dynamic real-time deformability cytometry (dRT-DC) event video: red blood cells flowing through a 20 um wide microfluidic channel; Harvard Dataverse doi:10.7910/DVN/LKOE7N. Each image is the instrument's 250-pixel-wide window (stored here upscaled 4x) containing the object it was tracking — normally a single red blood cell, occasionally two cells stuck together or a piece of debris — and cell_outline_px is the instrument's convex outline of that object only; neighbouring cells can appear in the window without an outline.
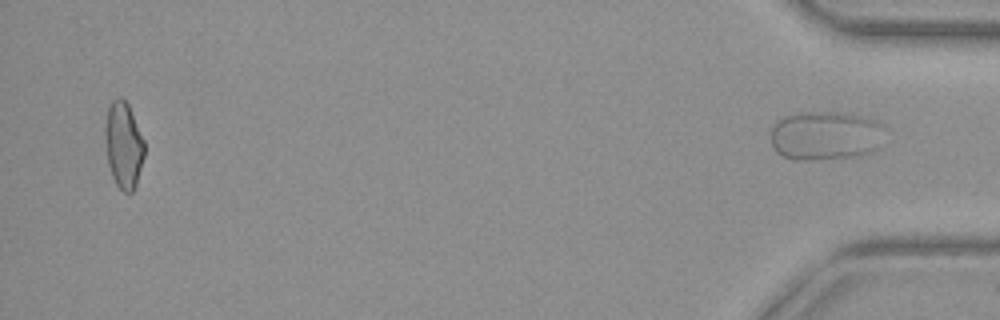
{"species": "common noctule bat (a hibernating species)", "species_latin": "Nyctalus noctula", "temperature_condition": "warm", "stored_images_in_passage": 43, "segment_of_instrument_passage": [2, 2], "camera_frame_rate_fps": 3000, "um_per_image_px": 0.085, "animal": {"sex": "female", "body_mass_g": 29.2, "forearm_length_mm": 56.3}, "frame": {"image": 1, "passage_image": 43, "time_ms": 14.0, "image_size_px": [1000, 320], "cell_outline_px": [[880, 124], [872, 148], [868, 152], [852, 156], [808, 160], [796, 160], [784, 156], [776, 152], [772, 148], [772, 128], [784, 116], [800, 112], [848, 112], [876, 120]], "centroid_in_image_um": [70.01, 11.5], "position_along_channel_um": 365.2, "area_um2": 31.44}}